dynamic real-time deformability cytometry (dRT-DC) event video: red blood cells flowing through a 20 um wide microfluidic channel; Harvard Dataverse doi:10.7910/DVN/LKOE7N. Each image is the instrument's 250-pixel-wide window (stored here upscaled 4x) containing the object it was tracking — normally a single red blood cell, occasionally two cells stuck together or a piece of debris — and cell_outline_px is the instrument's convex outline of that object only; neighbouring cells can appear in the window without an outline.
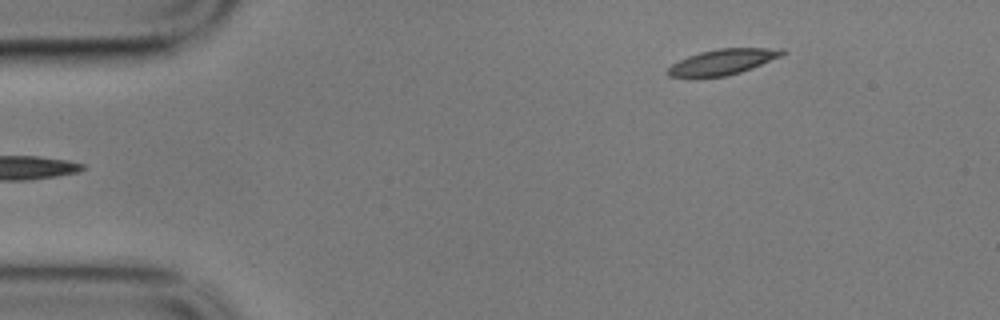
{"species": "common noctule bat (a hibernating species)", "species_latin": "Nyctalus noctula", "temperature_condition": "cold", "stored_images_in_passage": 5, "camera_frame_rate_fps": 3000, "um_per_image_px": 0.085, "animal": {"sex": "male", "body_mass_g": 17.9}, "frame": {"image": 1, "passage_image": 5, "time_ms": 1.333, "image_size_px": [1000, 320], "cell_outline_px": [[788, 52], [780, 56], [752, 68], [740, 72], [724, 76], [668, 76], [664, 72], [672, 64], [688, 56], [700, 52], [716, 48], [784, 48]], "centroid_in_image_um": [61.45, 5.23], "position_along_channel_um": 23.5, "area_um2": 16.82}}